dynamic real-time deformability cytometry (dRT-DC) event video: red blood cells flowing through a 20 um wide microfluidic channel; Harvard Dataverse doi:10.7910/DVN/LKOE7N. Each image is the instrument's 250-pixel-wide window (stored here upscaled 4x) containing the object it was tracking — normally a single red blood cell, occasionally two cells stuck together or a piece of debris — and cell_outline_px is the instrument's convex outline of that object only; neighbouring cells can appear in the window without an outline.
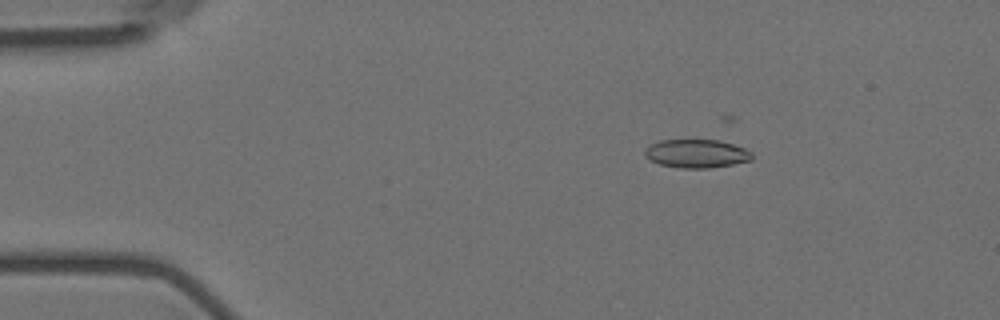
{"species": "Egyptian fruit bat (a non-hibernating species)", "species_latin": "Rousettus aegyptiacus", "temperature_condition": "room temperature", "stored_images_in_passage": 57, "camera_frame_rate_fps": 3000, "um_per_image_px": 0.085, "animal": {"sex": "female"}, "frame": {"image": 1, "passage_image": 10, "time_ms": 3.0, "image_size_px": [1000, 320], "cell_outline_px": [[752, 160], [732, 164], [708, 168], [680, 168], [660, 164], [644, 156], [644, 152], [652, 144], [660, 140], [720, 140], [744, 148], [752, 152]], "centroid_in_image_um": [59.22, 13.05], "position_along_channel_um": 25.8, "area_um2": 17.57}}
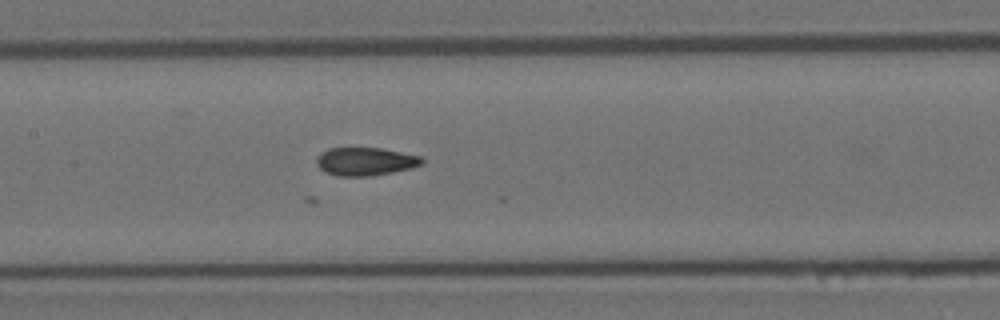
{"frame": {"image": 2, "passage_image": 28, "time_ms": 9.0, "image_size_px": [1000, 320], "cell_outline_px": [[424, 164], [412, 168], [372, 176], [336, 176], [324, 172], [316, 164], [316, 156], [320, 152], [328, 148], [380, 148], [424, 156]], "centroid_in_image_um": [31.06, 13.72], "position_along_channel_um": 176.3, "area_um2": 17.63}}
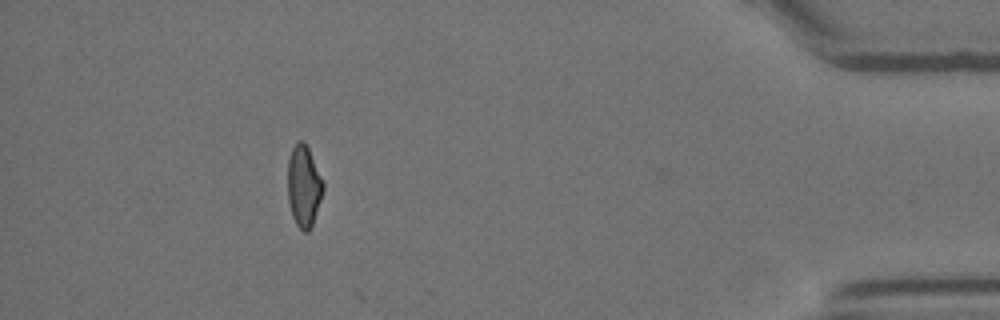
{"frame": {"image": 3, "passage_image": 52, "time_ms": 17.0, "image_size_px": [1000, 320], "cell_outline_px": [[324, 188], [312, 228], [308, 232], [304, 232], [296, 224], [292, 216], [288, 200], [288, 160], [292, 148], [296, 140], [304, 140], [324, 180]], "centroid_in_image_um": [25.83, 15.81], "position_along_channel_um": 409.4, "area_um2": 17.11}}